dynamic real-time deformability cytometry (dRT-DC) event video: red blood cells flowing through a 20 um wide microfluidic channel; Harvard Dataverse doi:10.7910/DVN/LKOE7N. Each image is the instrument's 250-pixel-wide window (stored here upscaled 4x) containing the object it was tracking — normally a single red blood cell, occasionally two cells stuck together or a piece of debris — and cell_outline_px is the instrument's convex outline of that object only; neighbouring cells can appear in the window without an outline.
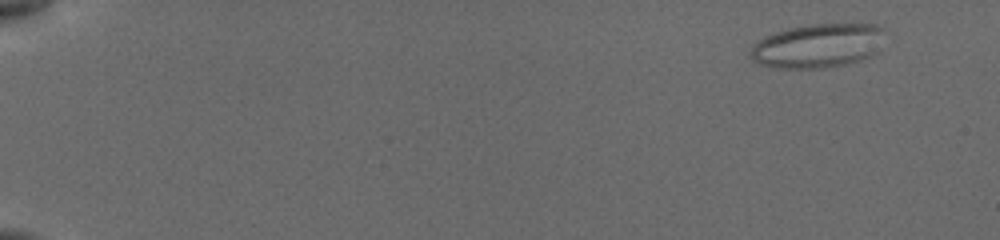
{"species": "common noctule bat (a hibernating species)", "species_latin": "Nyctalus noctula", "temperature_condition": "cold", "stored_images_in_passage": 38, "camera_frame_rate_fps": 3000, "um_per_image_px": 0.085, "animal": {"sex": "female", "body_mass_g": 19.5, "forearm_length_mm": 54.1}, "frame": {"image": 1, "passage_image": 1, "time_ms": 0.0, "image_size_px": [1000, 240], "cell_outline_px": [[880, 28], [876, 52], [868, 56], [844, 64], [820, 68], [776, 68], [760, 64], [752, 60], [748, 56], [748, 52], [760, 40], [776, 32], [788, 28], [812, 24], [876, 24]], "centroid_in_image_um": [69.4, 3.9], "position_along_channel_um": 15.6, "area_um2": 33.52}}
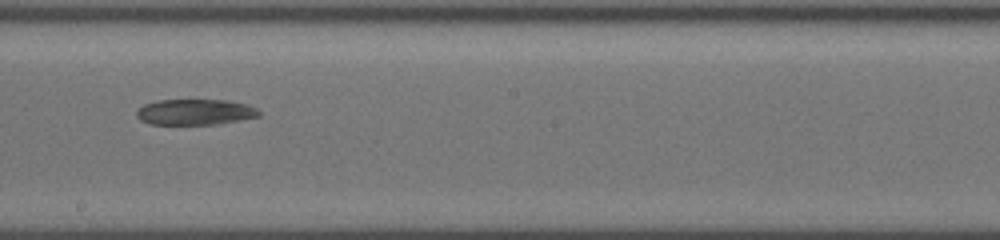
{"frame": {"image": 2, "passage_image": 22, "time_ms": 10.0, "image_size_px": [1000, 240], "cell_outline_px": [[260, 116], [216, 124], [148, 124], [140, 120], [136, 116], [136, 112], [144, 104], [156, 100], [228, 100], [248, 104], [256, 108], [260, 112]], "centroid_in_image_um": [16.57, 9.52], "position_along_channel_um": 231.6, "area_um2": 18.38}}
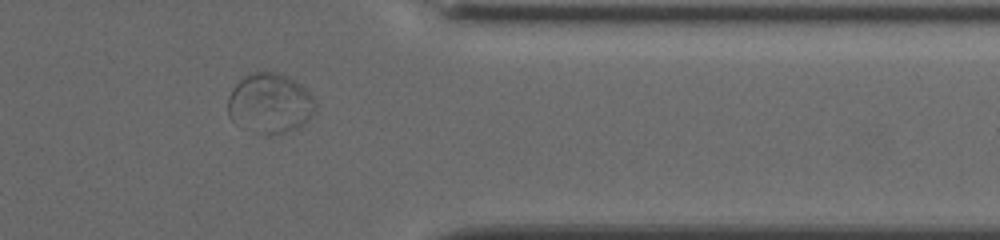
{"frame": {"image": 3, "passage_image": 34, "time_ms": 14.333, "image_size_px": [1000, 240], "cell_outline_px": [[316, 112], [308, 120], [284, 132], [256, 132], [232, 120], [228, 116], [228, 96], [232, 88], [244, 76], [252, 72], [276, 72], [292, 80], [304, 88], [312, 96], [316, 104]], "centroid_in_image_um": [22.92, 8.74], "position_along_channel_um": 388.5, "area_um2": 29.71}, "authors_computed_cell_mechanics": {"area_um2": 25.432, "velocity_mm_per_s": 3.7795, "shape_relaxation_time_tau1_ms": null, "shape_relaxation_time_tau2_ms": 4.01, "deformation_change_tau1": null, "deformation_change_tau2": 0.0524}}